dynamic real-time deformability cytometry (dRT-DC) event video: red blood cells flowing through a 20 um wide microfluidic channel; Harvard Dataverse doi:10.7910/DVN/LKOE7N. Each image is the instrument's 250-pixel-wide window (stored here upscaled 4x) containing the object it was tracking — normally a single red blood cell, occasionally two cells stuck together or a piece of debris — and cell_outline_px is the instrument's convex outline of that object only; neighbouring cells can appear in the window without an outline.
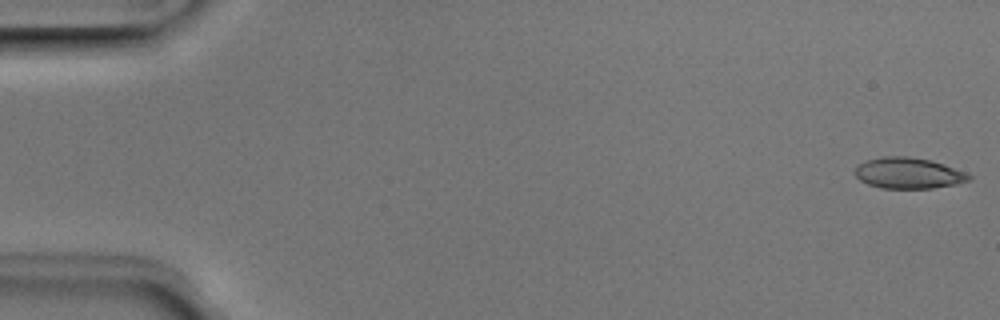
{"species": "Egyptian fruit bat (a non-hibernating species)", "species_latin": "Rousettus aegyptiacus", "temperature_condition": "room temperature", "stored_images_in_passage": 5, "camera_frame_rate_fps": 3000, "um_per_image_px": 0.085, "animal": {"sex": "male"}, "frame": {"image": 1, "passage_image": 1, "time_ms": 0.0, "image_size_px": [1000, 320], "cell_outline_px": [[972, 180], [932, 188], [880, 188], [868, 184], [860, 180], [856, 176], [856, 168], [860, 164], [868, 160], [880, 156], [908, 156], [932, 160], [944, 164], [964, 172], [972, 176]], "centroid_in_image_um": [77.22, 14.71], "position_along_channel_um": 7.8, "area_um2": 20.4}}
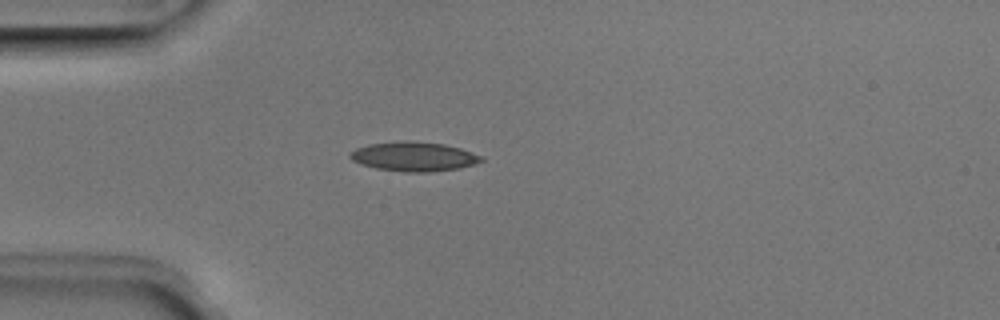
{"frame": {"image": 2, "passage_image": 5, "time_ms": 1.333, "image_size_px": [1000, 320], "cell_outline_px": [[484, 160], [460, 168], [428, 172], [408, 172], [376, 168], [352, 160], [348, 156], [348, 152], [356, 148], [368, 144], [400, 140], [408, 140], [444, 144], [460, 148], [484, 156]], "centroid_in_image_um": [35.17, 13.29], "position_along_channel_um": 49.8, "area_um2": 22.48}}